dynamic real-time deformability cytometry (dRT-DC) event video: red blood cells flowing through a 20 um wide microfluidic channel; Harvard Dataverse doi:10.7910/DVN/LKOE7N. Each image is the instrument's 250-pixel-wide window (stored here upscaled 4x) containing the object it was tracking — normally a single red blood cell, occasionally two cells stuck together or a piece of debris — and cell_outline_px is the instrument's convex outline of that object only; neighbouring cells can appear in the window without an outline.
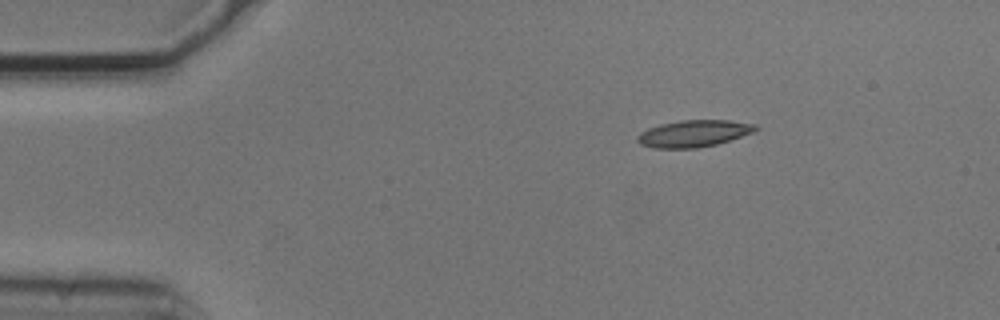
{"species": "common noctule bat (a hibernating species)", "species_latin": "Nyctalus noctula", "temperature_condition": "cold", "stored_images_in_passage": 3, "segment_of_instrument_passage": [2, 2], "camera_frame_rate_fps": 3000, "um_per_image_px": 0.085, "animal": {"sex": "male", "body_mass_g": 20.5, "forearm_length_mm": 52.5}, "frame": {"image": 1, "passage_image": 3, "time_ms": 0.667, "image_size_px": [1000, 320], "cell_outline_px": [[760, 128], [752, 132], [716, 144], [696, 148], [652, 148], [640, 144], [636, 140], [636, 136], [640, 132], [648, 128], [660, 124], [680, 120], [728, 120], [756, 124]], "centroid_in_image_um": [58.92, 11.34], "position_along_channel_um": 26.1, "area_um2": 18.44}}